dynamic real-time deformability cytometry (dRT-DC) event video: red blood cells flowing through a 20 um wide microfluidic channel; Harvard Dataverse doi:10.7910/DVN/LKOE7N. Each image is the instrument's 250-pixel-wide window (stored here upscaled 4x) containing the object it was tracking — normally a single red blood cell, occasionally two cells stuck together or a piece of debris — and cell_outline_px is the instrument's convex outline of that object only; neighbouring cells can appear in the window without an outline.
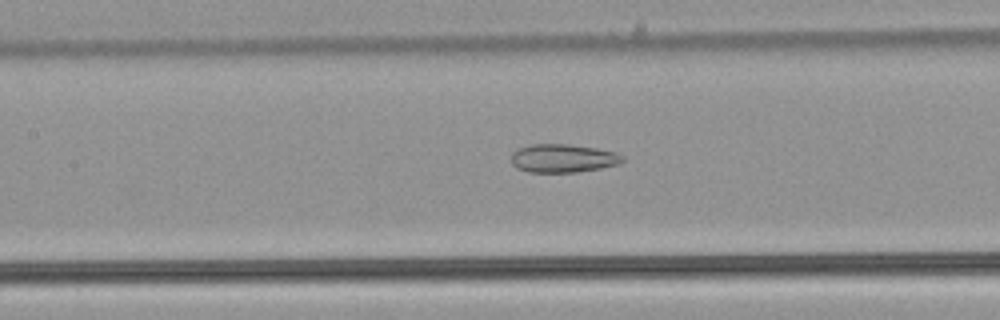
{"species": "common noctule bat (a hibernating species)", "species_latin": "Nyctalus noctula", "temperature_condition": "warm", "stored_images_in_passage": 52, "camera_frame_rate_fps": 3000, "um_per_image_px": 0.085, "animal": {"sex": "male", "body_mass_g": 21.5, "forearm_length_mm": 52.0}, "frame": {"image": 1, "passage_image": 24, "time_ms": 7.667, "image_size_px": [1000, 320], "cell_outline_px": [[624, 160], [620, 164], [600, 168], [576, 172], [528, 172], [516, 168], [512, 164], [512, 152], [520, 148], [532, 144], [568, 144], [596, 148], [616, 152], [624, 156]], "centroid_in_image_um": [47.87, 13.45], "position_along_channel_um": 159.5, "area_um2": 18.44}}
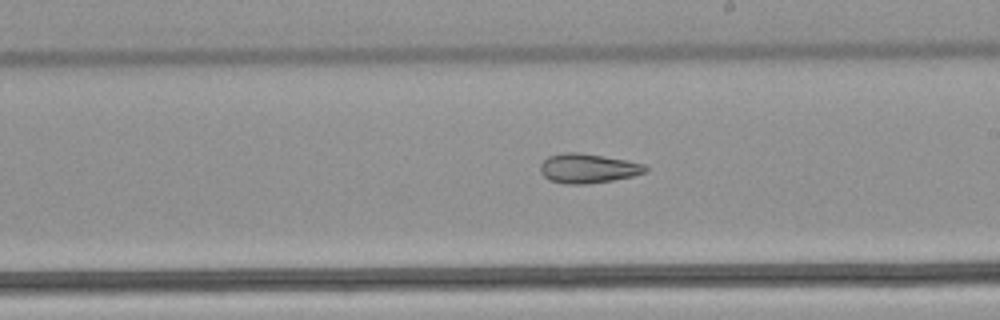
{"frame": {"image": 2, "passage_image": 30, "time_ms": 9.667, "image_size_px": [1000, 320], "cell_outline_px": [[648, 172], [632, 176], [612, 180], [588, 184], [564, 184], [548, 180], [540, 172], [540, 164], [548, 156], [564, 152], [580, 152], [604, 156], [644, 164], [648, 168]], "centroid_in_image_um": [49.95, 14.31], "position_along_channel_um": 239.1, "area_um2": 18.15}}
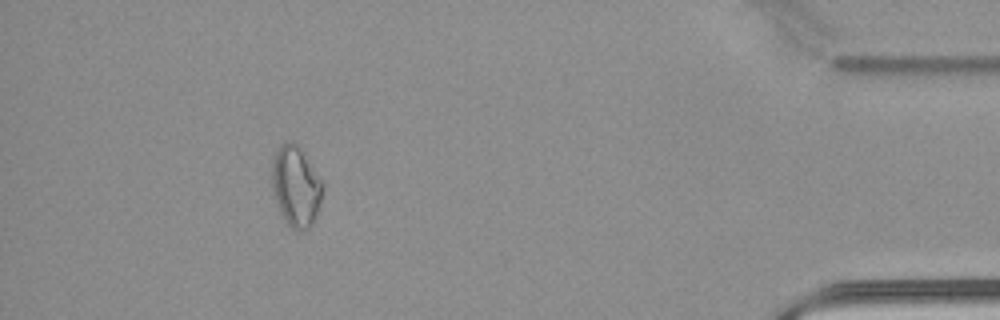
{"frame": {"image": 3, "passage_image": 47, "time_ms": 15.333, "image_size_px": [1000, 320], "cell_outline_px": [[324, 188], [320, 204], [312, 224], [308, 228], [300, 232], [296, 232], [280, 216], [276, 204], [272, 188], [272, 164], [276, 152], [288, 140], [296, 144], [324, 180]], "centroid_in_image_um": [25.17, 15.89], "position_along_channel_um": 410.0, "area_um2": 23.99}, "authors_computed_cell_mechanics": {"area_um2": 22.9755, "velocity_mm_per_s": 3.9885, "shape_relaxation_time_tau1_ms": null, "shape_relaxation_time_tau2_ms": 3.705, "deformation_change_tau1": null, "deformation_change_tau2": 0.1096}}